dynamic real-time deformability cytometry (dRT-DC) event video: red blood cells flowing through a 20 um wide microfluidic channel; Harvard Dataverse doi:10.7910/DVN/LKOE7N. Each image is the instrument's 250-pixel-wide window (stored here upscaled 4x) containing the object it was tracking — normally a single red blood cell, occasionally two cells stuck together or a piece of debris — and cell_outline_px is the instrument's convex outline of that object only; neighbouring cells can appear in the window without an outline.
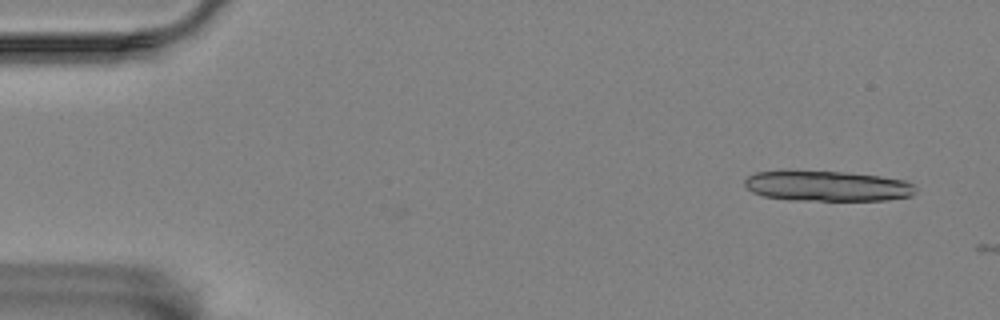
{"species": "Egyptian fruit bat (a non-hibernating species)", "species_latin": "Rousettus aegyptiacus", "temperature_condition": "room temperature", "stored_images_in_passage": 2, "camera_frame_rate_fps": 3000, "um_per_image_px": 0.085, "animal": {"sex": "female"}, "frame": {"image": 1, "passage_image": 1, "time_ms": 0.0, "image_size_px": [1000, 320], "cell_outline_px": [[916, 192], [912, 196], [888, 200], [788, 200], [764, 196], [752, 192], [744, 184], [744, 180], [748, 176], [756, 172], [844, 172], [880, 176], [904, 180], [912, 184], [916, 188]], "centroid_in_image_um": [70.36, 15.83], "position_along_channel_um": 14.6, "area_um2": 29.88}}